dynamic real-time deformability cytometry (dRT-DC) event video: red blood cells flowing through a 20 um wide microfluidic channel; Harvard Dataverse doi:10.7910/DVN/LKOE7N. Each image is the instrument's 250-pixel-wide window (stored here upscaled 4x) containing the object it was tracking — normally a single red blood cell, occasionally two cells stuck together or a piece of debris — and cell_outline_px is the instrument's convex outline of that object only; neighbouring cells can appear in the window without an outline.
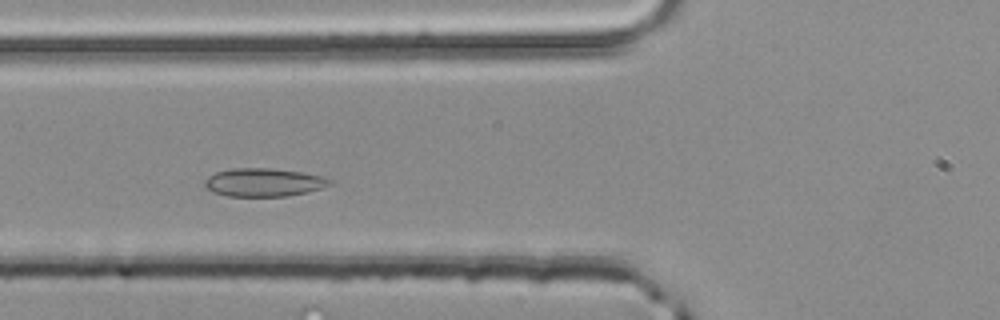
{"species": "common noctule bat (a hibernating species)", "species_latin": "Nyctalus noctula", "temperature_condition": "room temperature", "stored_images_in_passage": 44, "camera_frame_rate_fps": 3000, "um_per_image_px": 0.085, "animal": {"sex": "male", "body_mass_g": 20.4}, "frame": {"image": 1, "passage_image": 12, "time_ms": 3.667, "image_size_px": [1000, 320], "cell_outline_px": [[332, 184], [308, 192], [288, 196], [228, 196], [212, 192], [204, 184], [204, 180], [208, 176], [216, 172], [232, 168], [268, 168], [300, 172], [320, 176], [332, 180]], "centroid_in_image_um": [22.39, 15.5], "position_along_channel_um": 103.4, "area_um2": 20.46}}
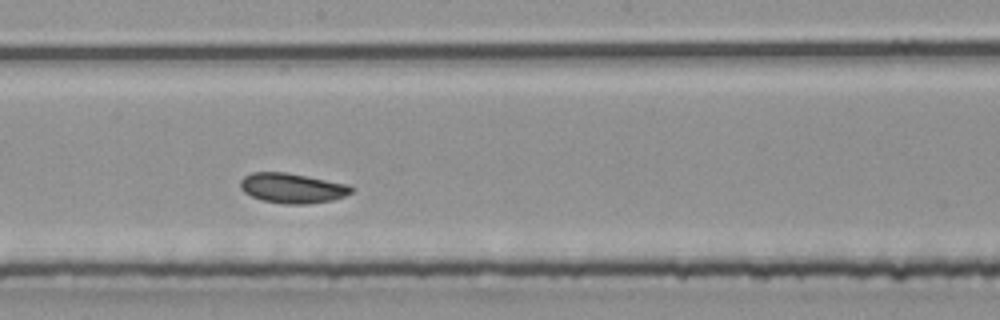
{"frame": {"image": 2, "passage_image": 21, "time_ms": 6.667, "image_size_px": [1000, 320], "cell_outline_px": [[356, 188], [352, 192], [344, 196], [332, 200], [308, 204], [284, 204], [260, 200], [244, 192], [240, 188], [240, 180], [244, 176], [252, 172], [284, 172], [348, 184]], "centroid_in_image_um": [24.84, 15.99], "position_along_channel_um": 223.4, "area_um2": 19.42}}
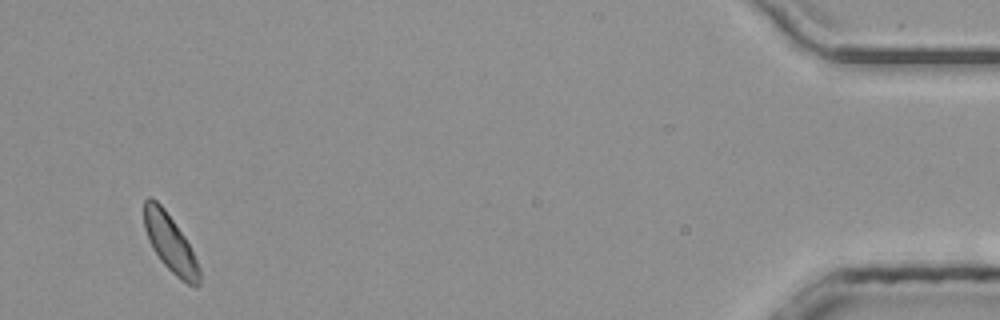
{"frame": {"image": 3, "passage_image": 42, "time_ms": 13.667, "image_size_px": [1000, 320], "cell_outline_px": [[200, 284], [196, 288], [180, 280], [160, 260], [152, 248], [148, 240], [144, 228], [144, 200], [148, 196], [152, 196], [164, 208], [184, 236], [200, 268]], "centroid_in_image_um": [14.45, 20.67], "position_along_channel_um": 420.8, "area_um2": 18.5}, "authors_computed_cell_mechanics": {"area_um2": 19.074, "velocity_mm_per_s": 4.0006, "shape_relaxation_time_tau1_ms": null, "shape_relaxation_time_tau2_ms": 5.3624, "deformation_change_tau1": null, "deformation_change_tau2": 0.0978}}